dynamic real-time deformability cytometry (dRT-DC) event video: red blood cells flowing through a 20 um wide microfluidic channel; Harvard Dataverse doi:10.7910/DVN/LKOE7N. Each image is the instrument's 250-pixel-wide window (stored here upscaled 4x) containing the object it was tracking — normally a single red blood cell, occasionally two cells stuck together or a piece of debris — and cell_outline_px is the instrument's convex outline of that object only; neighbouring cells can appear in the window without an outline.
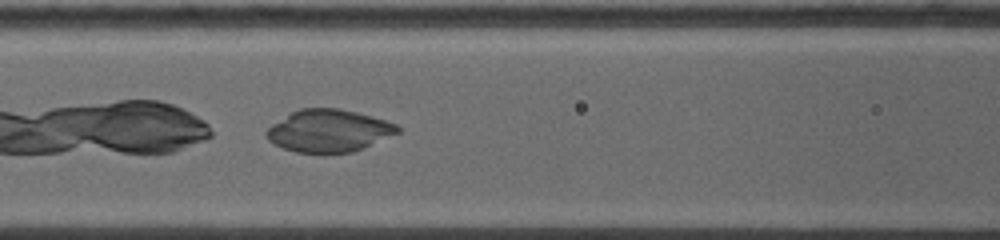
{"species": "common noctule bat (a hibernating species)", "species_latin": "Nyctalus noctula", "temperature_condition": "warm", "stored_images_in_passage": 5, "camera_frame_rate_fps": 5000, "um_per_image_px": 0.085, "animal": {"sex": "female", "body_mass_g": 19.0, "forearm_length_mm": 53.3}, "frame": {"image": 1, "passage_image": 5, "time_ms": 2.6, "image_size_px": [1000, 240], "cell_outline_px": [[400, 132], [364, 148], [352, 152], [296, 152], [284, 148], [276, 144], [268, 136], [268, 128], [292, 112], [300, 108], [336, 108], [356, 112], [384, 120], [396, 124], [400, 128]], "centroid_in_image_um": [28.01, 11.11], "position_along_channel_um": 138.6, "area_um2": 31.62}}